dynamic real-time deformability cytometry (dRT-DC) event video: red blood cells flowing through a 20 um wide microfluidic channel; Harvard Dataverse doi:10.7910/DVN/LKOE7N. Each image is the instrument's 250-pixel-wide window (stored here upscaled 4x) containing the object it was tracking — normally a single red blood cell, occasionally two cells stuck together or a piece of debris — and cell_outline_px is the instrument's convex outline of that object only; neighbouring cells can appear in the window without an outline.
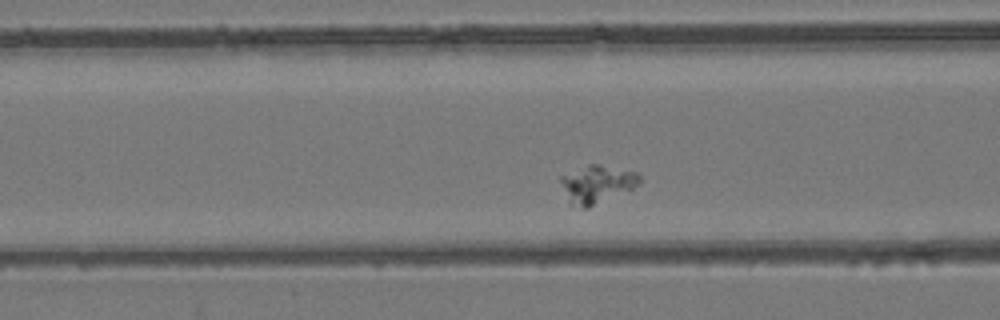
{"species": "common noctule bat (a hibernating species)", "species_latin": "Nyctalus noctula", "temperature_condition": "room temperature", "stored_images_in_passage": 35, "camera_frame_rate_fps": 3000, "um_per_image_px": 0.085, "animal": {"sex": "female", "body_mass_g": 24.6, "forearm_length_mm": 56.2}, "frame": {"image": 1, "passage_image": 7, "time_ms": 2.0, "image_size_px": [1000, 320], "cell_outline_px": [[640, 184], [632, 188], [588, 208], [580, 208], [568, 204], [560, 180], [560, 176], [588, 164], [600, 164], [636, 172], [640, 176]], "centroid_in_image_um": [50.7, 15.66], "position_along_channel_um": 115.9, "area_um2": 17.34}}
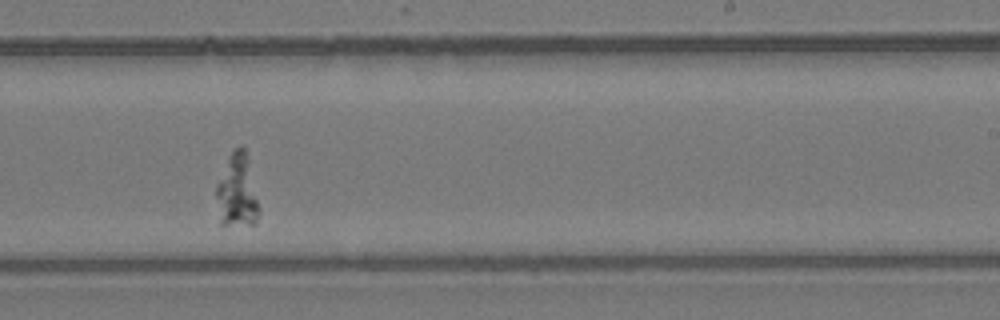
{"frame": {"image": 2, "passage_image": 20, "time_ms": 6.333, "image_size_px": [1000, 320], "cell_outline_px": [[260, 212], [256, 224], [220, 224], [216, 196], [216, 184], [232, 152], [236, 148], [244, 148], [248, 156]], "centroid_in_image_um": [20.17, 16.28], "position_along_channel_um": 268.8, "area_um2": 17.98}}
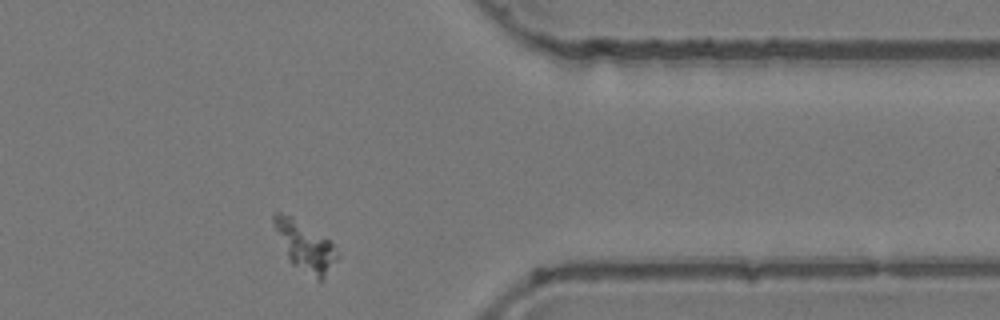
{"frame": {"image": 3, "passage_image": 31, "time_ms": 10.0, "image_size_px": [1000, 320], "cell_outline_px": [[340, 256], [324, 280], [316, 280], [292, 264], [288, 260], [272, 220], [272, 216], [276, 212], [280, 212], [292, 216], [328, 240], [332, 244]], "centroid_in_image_um": [25.94, 20.97], "position_along_channel_um": 385.5, "area_um2": 18.03}}